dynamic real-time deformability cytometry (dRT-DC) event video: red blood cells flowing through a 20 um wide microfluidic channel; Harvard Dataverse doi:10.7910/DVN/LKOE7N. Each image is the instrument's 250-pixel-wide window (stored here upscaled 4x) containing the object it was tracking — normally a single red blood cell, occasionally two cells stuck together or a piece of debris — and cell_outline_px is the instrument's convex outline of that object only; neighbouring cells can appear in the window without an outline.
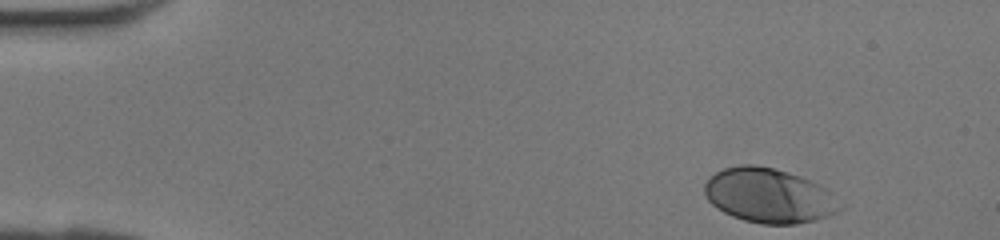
{"species": "human", "species_latin": "Homo sapiens", "temperature_condition": "room temperature", "stored_images_in_passage": 32, "camera_frame_rate_fps": 3000, "um_per_image_px": 0.085, "donor": {"sex": "female"}, "frame": {"image": 1, "passage_image": 1, "time_ms": 0.0, "image_size_px": [1000, 240], "cell_outline_px": [[844, 208], [828, 216], [816, 220], [796, 224], [760, 224], [744, 220], [732, 216], [716, 208], [708, 200], [704, 192], [704, 184], [708, 176], [724, 168], [740, 164], [756, 164], [788, 172], [800, 176], [820, 184], [844, 204]], "centroid_in_image_um": [65.36, 16.62], "position_along_channel_um": 19.6, "area_um2": 43.47}}
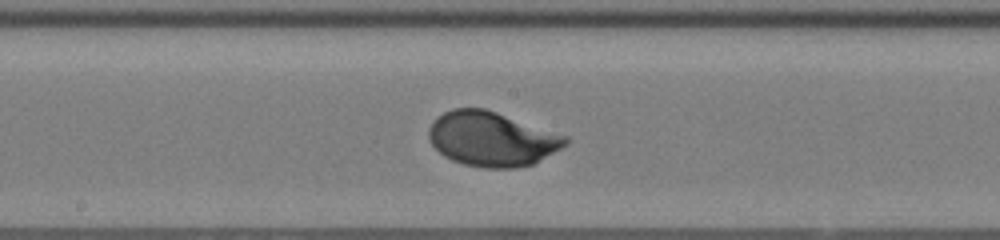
{"frame": {"image": 2, "passage_image": 19, "time_ms": 6.0, "image_size_px": [1000, 240], "cell_outline_px": [[568, 144], [532, 164], [516, 168], [484, 168], [464, 164], [452, 160], [444, 156], [428, 140], [428, 128], [432, 120], [436, 116], [452, 108], [484, 108], [568, 136]], "centroid_in_image_um": [41.77, 11.8], "position_along_channel_um": 206.4, "area_um2": 43.41}}
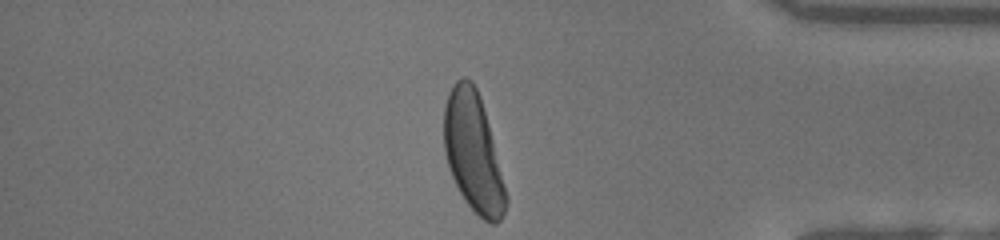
{"frame": {"image": 3, "passage_image": 32, "time_ms": 10.333, "image_size_px": [1000, 240], "cell_outline_px": [[508, 204], [500, 220], [496, 224], [492, 224], [484, 220], [464, 200], [452, 176], [444, 152], [444, 108], [448, 92], [452, 84], [460, 76], [464, 76], [472, 80], [480, 96], [488, 124], [508, 196]], "centroid_in_image_um": [40.21, 12.93], "position_along_channel_um": 395.0, "area_um2": 42.77}}